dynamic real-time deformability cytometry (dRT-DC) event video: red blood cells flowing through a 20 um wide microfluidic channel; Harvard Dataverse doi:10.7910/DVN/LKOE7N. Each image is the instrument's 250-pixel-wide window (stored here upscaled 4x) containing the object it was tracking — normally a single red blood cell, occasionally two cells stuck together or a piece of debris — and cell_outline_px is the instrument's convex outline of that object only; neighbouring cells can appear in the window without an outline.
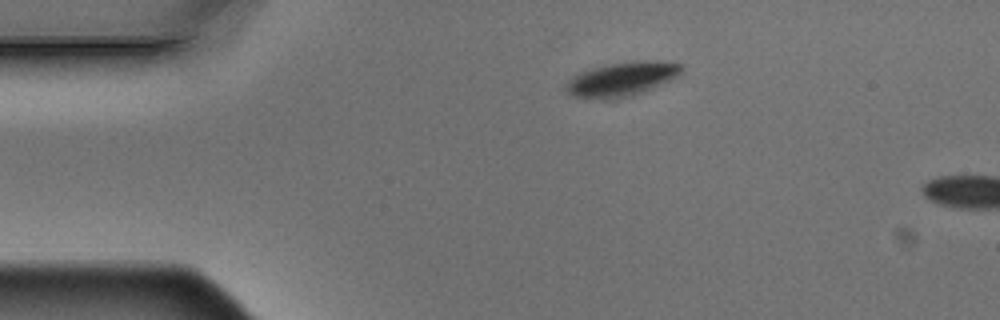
{"species": "Egyptian fruit bat (a non-hibernating species)", "species_latin": "Rousettus aegyptiacus", "temperature_condition": "warm", "stored_images_in_passage": 2, "camera_frame_rate_fps": 3000, "um_per_image_px": 0.085, "animal": {"sex": "male"}, "frame": {"image": 1, "passage_image": 1, "time_ms": 0.0, "image_size_px": [1000, 320], "cell_outline_px": [[680, 72], [676, 76], [668, 80], [632, 96], [604, 100], [572, 96], [564, 92], [564, 84], [568, 80], [580, 72], [592, 68], [608, 64], [632, 60], [660, 60], [680, 64]], "centroid_in_image_um": [52.75, 6.72], "position_along_channel_um": 32.2, "area_um2": 22.95}}